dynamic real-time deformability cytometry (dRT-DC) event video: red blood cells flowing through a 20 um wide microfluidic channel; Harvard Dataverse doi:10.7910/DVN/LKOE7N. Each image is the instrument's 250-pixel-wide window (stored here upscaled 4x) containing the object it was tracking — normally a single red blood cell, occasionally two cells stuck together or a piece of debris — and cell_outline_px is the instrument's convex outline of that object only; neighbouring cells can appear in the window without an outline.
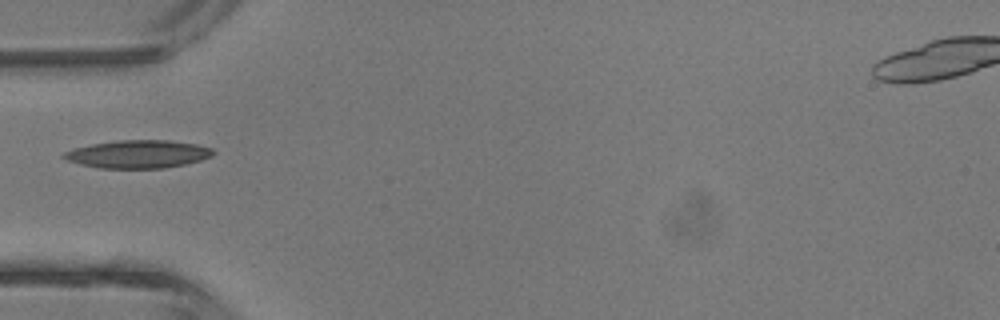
{"species": "common noctule bat (a hibernating species)", "species_latin": "Nyctalus noctula", "temperature_condition": "room temperature", "stored_images_in_passage": 1, "camera_frame_rate_fps": 3000, "um_per_image_px": 0.085, "animal": {"sex": "male", "body_mass_g": 13.3}, "frame": {"image": 1, "passage_image": 1, "time_ms": 0.0, "image_size_px": [1000, 320], "cell_outline_px": [[216, 152], [212, 156], [200, 160], [184, 164], [164, 168], [100, 168], [80, 164], [68, 160], [60, 156], [64, 152], [72, 148], [92, 144], [120, 140], [168, 140], [196, 144], [212, 148]], "centroid_in_image_um": [11.73, 13.1], "position_along_channel_um": 73.3, "area_um2": 24.28}}